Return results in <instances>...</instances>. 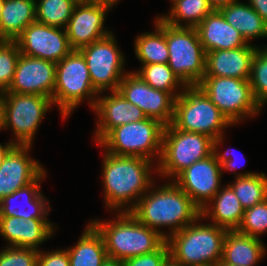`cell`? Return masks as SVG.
I'll return each instance as SVG.
<instances>
[{
	"label": "cell",
	"instance_id": "1",
	"mask_svg": "<svg viewBox=\"0 0 267 266\" xmlns=\"http://www.w3.org/2000/svg\"><path fill=\"white\" fill-rule=\"evenodd\" d=\"M102 159L103 204L111 213L130 212L150 186L159 181L154 177L157 176V165L151 160L117 156L106 151Z\"/></svg>",
	"mask_w": 267,
	"mask_h": 266
},
{
	"label": "cell",
	"instance_id": "2",
	"mask_svg": "<svg viewBox=\"0 0 267 266\" xmlns=\"http://www.w3.org/2000/svg\"><path fill=\"white\" fill-rule=\"evenodd\" d=\"M158 183L155 181L150 186L130 213L168 239L193 223L201 215V210L174 181Z\"/></svg>",
	"mask_w": 267,
	"mask_h": 266
},
{
	"label": "cell",
	"instance_id": "3",
	"mask_svg": "<svg viewBox=\"0 0 267 266\" xmlns=\"http://www.w3.org/2000/svg\"><path fill=\"white\" fill-rule=\"evenodd\" d=\"M112 218L90 223L103 237L108 258L126 259L156 251L166 239L140 223L130 212H113Z\"/></svg>",
	"mask_w": 267,
	"mask_h": 266
},
{
	"label": "cell",
	"instance_id": "4",
	"mask_svg": "<svg viewBox=\"0 0 267 266\" xmlns=\"http://www.w3.org/2000/svg\"><path fill=\"white\" fill-rule=\"evenodd\" d=\"M204 222L200 215L193 223L166 239L170 257L175 262L184 266H215L222 259L228 230Z\"/></svg>",
	"mask_w": 267,
	"mask_h": 266
},
{
	"label": "cell",
	"instance_id": "5",
	"mask_svg": "<svg viewBox=\"0 0 267 266\" xmlns=\"http://www.w3.org/2000/svg\"><path fill=\"white\" fill-rule=\"evenodd\" d=\"M52 98L3 92L0 94V131L10 130L15 145H33L35 135L48 112L54 108Z\"/></svg>",
	"mask_w": 267,
	"mask_h": 266
},
{
	"label": "cell",
	"instance_id": "6",
	"mask_svg": "<svg viewBox=\"0 0 267 266\" xmlns=\"http://www.w3.org/2000/svg\"><path fill=\"white\" fill-rule=\"evenodd\" d=\"M98 95L92 85L86 60L79 50H72L56 63L52 101L63 120L70 118L85 101L92 111Z\"/></svg>",
	"mask_w": 267,
	"mask_h": 266
},
{
	"label": "cell",
	"instance_id": "7",
	"mask_svg": "<svg viewBox=\"0 0 267 266\" xmlns=\"http://www.w3.org/2000/svg\"><path fill=\"white\" fill-rule=\"evenodd\" d=\"M213 141L205 134L183 131L172 124L165 126L157 178L173 181L194 162L212 155Z\"/></svg>",
	"mask_w": 267,
	"mask_h": 266
},
{
	"label": "cell",
	"instance_id": "8",
	"mask_svg": "<svg viewBox=\"0 0 267 266\" xmlns=\"http://www.w3.org/2000/svg\"><path fill=\"white\" fill-rule=\"evenodd\" d=\"M175 128L205 134L214 140L233 127L221 111L197 86H186L175 99L174 116L171 123Z\"/></svg>",
	"mask_w": 267,
	"mask_h": 266
},
{
	"label": "cell",
	"instance_id": "9",
	"mask_svg": "<svg viewBox=\"0 0 267 266\" xmlns=\"http://www.w3.org/2000/svg\"><path fill=\"white\" fill-rule=\"evenodd\" d=\"M165 126L156 119L124 124L112 129L98 144L117 156H137L158 163Z\"/></svg>",
	"mask_w": 267,
	"mask_h": 266
},
{
	"label": "cell",
	"instance_id": "10",
	"mask_svg": "<svg viewBox=\"0 0 267 266\" xmlns=\"http://www.w3.org/2000/svg\"><path fill=\"white\" fill-rule=\"evenodd\" d=\"M198 86L233 126L263 112L253 97L250 81L230 77L204 76Z\"/></svg>",
	"mask_w": 267,
	"mask_h": 266
},
{
	"label": "cell",
	"instance_id": "11",
	"mask_svg": "<svg viewBox=\"0 0 267 266\" xmlns=\"http://www.w3.org/2000/svg\"><path fill=\"white\" fill-rule=\"evenodd\" d=\"M169 50L168 65L185 86H197L206 71V52L196 28L177 27L165 22Z\"/></svg>",
	"mask_w": 267,
	"mask_h": 266
},
{
	"label": "cell",
	"instance_id": "12",
	"mask_svg": "<svg viewBox=\"0 0 267 266\" xmlns=\"http://www.w3.org/2000/svg\"><path fill=\"white\" fill-rule=\"evenodd\" d=\"M117 36H108L79 49L84 56L90 79L98 92L117 91L126 70V57L118 46Z\"/></svg>",
	"mask_w": 267,
	"mask_h": 266
},
{
	"label": "cell",
	"instance_id": "13",
	"mask_svg": "<svg viewBox=\"0 0 267 266\" xmlns=\"http://www.w3.org/2000/svg\"><path fill=\"white\" fill-rule=\"evenodd\" d=\"M125 99L139 107L147 118L170 125L174 116L175 98L168 92L152 88L135 72L124 75L117 90Z\"/></svg>",
	"mask_w": 267,
	"mask_h": 266
},
{
	"label": "cell",
	"instance_id": "14",
	"mask_svg": "<svg viewBox=\"0 0 267 266\" xmlns=\"http://www.w3.org/2000/svg\"><path fill=\"white\" fill-rule=\"evenodd\" d=\"M15 42L21 54L55 63L60 62L73 50L65 28L37 21L28 25Z\"/></svg>",
	"mask_w": 267,
	"mask_h": 266
},
{
	"label": "cell",
	"instance_id": "15",
	"mask_svg": "<svg viewBox=\"0 0 267 266\" xmlns=\"http://www.w3.org/2000/svg\"><path fill=\"white\" fill-rule=\"evenodd\" d=\"M222 168L214 154L194 162L173 181L191 198L201 210L220 190Z\"/></svg>",
	"mask_w": 267,
	"mask_h": 266
},
{
	"label": "cell",
	"instance_id": "16",
	"mask_svg": "<svg viewBox=\"0 0 267 266\" xmlns=\"http://www.w3.org/2000/svg\"><path fill=\"white\" fill-rule=\"evenodd\" d=\"M110 11L108 6L79 0L65 28L71 48L79 50L111 34L113 30L105 27Z\"/></svg>",
	"mask_w": 267,
	"mask_h": 266
},
{
	"label": "cell",
	"instance_id": "17",
	"mask_svg": "<svg viewBox=\"0 0 267 266\" xmlns=\"http://www.w3.org/2000/svg\"><path fill=\"white\" fill-rule=\"evenodd\" d=\"M96 115L93 141L98 144L112 129L146 119L143 111L118 91L101 92L92 110Z\"/></svg>",
	"mask_w": 267,
	"mask_h": 266
},
{
	"label": "cell",
	"instance_id": "18",
	"mask_svg": "<svg viewBox=\"0 0 267 266\" xmlns=\"http://www.w3.org/2000/svg\"><path fill=\"white\" fill-rule=\"evenodd\" d=\"M31 145H15L0 165V201L7 195L35 181L45 170L31 157Z\"/></svg>",
	"mask_w": 267,
	"mask_h": 266
},
{
	"label": "cell",
	"instance_id": "19",
	"mask_svg": "<svg viewBox=\"0 0 267 266\" xmlns=\"http://www.w3.org/2000/svg\"><path fill=\"white\" fill-rule=\"evenodd\" d=\"M56 76V63L20 54L14 79L8 91L52 98Z\"/></svg>",
	"mask_w": 267,
	"mask_h": 266
},
{
	"label": "cell",
	"instance_id": "20",
	"mask_svg": "<svg viewBox=\"0 0 267 266\" xmlns=\"http://www.w3.org/2000/svg\"><path fill=\"white\" fill-rule=\"evenodd\" d=\"M45 170L35 181L7 195L0 201V217L19 219H48L52 211L50 200L42 192V182L47 179Z\"/></svg>",
	"mask_w": 267,
	"mask_h": 266
},
{
	"label": "cell",
	"instance_id": "21",
	"mask_svg": "<svg viewBox=\"0 0 267 266\" xmlns=\"http://www.w3.org/2000/svg\"><path fill=\"white\" fill-rule=\"evenodd\" d=\"M258 48L262 45L248 43L236 49L207 52L205 76L249 80L251 61Z\"/></svg>",
	"mask_w": 267,
	"mask_h": 266
},
{
	"label": "cell",
	"instance_id": "22",
	"mask_svg": "<svg viewBox=\"0 0 267 266\" xmlns=\"http://www.w3.org/2000/svg\"><path fill=\"white\" fill-rule=\"evenodd\" d=\"M196 30L206 53L236 49L248 44L240 32L232 27L218 10L209 13Z\"/></svg>",
	"mask_w": 267,
	"mask_h": 266
},
{
	"label": "cell",
	"instance_id": "23",
	"mask_svg": "<svg viewBox=\"0 0 267 266\" xmlns=\"http://www.w3.org/2000/svg\"><path fill=\"white\" fill-rule=\"evenodd\" d=\"M262 240L237 230H228L223 243L222 260L234 266H258L267 255V246Z\"/></svg>",
	"mask_w": 267,
	"mask_h": 266
},
{
	"label": "cell",
	"instance_id": "24",
	"mask_svg": "<svg viewBox=\"0 0 267 266\" xmlns=\"http://www.w3.org/2000/svg\"><path fill=\"white\" fill-rule=\"evenodd\" d=\"M244 212L237 196L226 183L201 209V216L211 224L227 230H237Z\"/></svg>",
	"mask_w": 267,
	"mask_h": 266
},
{
	"label": "cell",
	"instance_id": "25",
	"mask_svg": "<svg viewBox=\"0 0 267 266\" xmlns=\"http://www.w3.org/2000/svg\"><path fill=\"white\" fill-rule=\"evenodd\" d=\"M219 11L225 20L240 32L247 43L254 44L253 40L267 38V24L247 2L235 0Z\"/></svg>",
	"mask_w": 267,
	"mask_h": 266
},
{
	"label": "cell",
	"instance_id": "26",
	"mask_svg": "<svg viewBox=\"0 0 267 266\" xmlns=\"http://www.w3.org/2000/svg\"><path fill=\"white\" fill-rule=\"evenodd\" d=\"M36 21V0H4L0 15V41H15Z\"/></svg>",
	"mask_w": 267,
	"mask_h": 266
},
{
	"label": "cell",
	"instance_id": "27",
	"mask_svg": "<svg viewBox=\"0 0 267 266\" xmlns=\"http://www.w3.org/2000/svg\"><path fill=\"white\" fill-rule=\"evenodd\" d=\"M65 248L70 266H102L108 258L103 237L90 222L86 224L76 244Z\"/></svg>",
	"mask_w": 267,
	"mask_h": 266
},
{
	"label": "cell",
	"instance_id": "28",
	"mask_svg": "<svg viewBox=\"0 0 267 266\" xmlns=\"http://www.w3.org/2000/svg\"><path fill=\"white\" fill-rule=\"evenodd\" d=\"M153 32H141L134 39V54L140 65L168 63L169 50L165 37V22L157 15Z\"/></svg>",
	"mask_w": 267,
	"mask_h": 266
},
{
	"label": "cell",
	"instance_id": "29",
	"mask_svg": "<svg viewBox=\"0 0 267 266\" xmlns=\"http://www.w3.org/2000/svg\"><path fill=\"white\" fill-rule=\"evenodd\" d=\"M169 11L158 16L177 27L196 28L213 11L207 0H174Z\"/></svg>",
	"mask_w": 267,
	"mask_h": 266
},
{
	"label": "cell",
	"instance_id": "30",
	"mask_svg": "<svg viewBox=\"0 0 267 266\" xmlns=\"http://www.w3.org/2000/svg\"><path fill=\"white\" fill-rule=\"evenodd\" d=\"M234 179L227 185L233 190L244 210L267 199V174L258 172Z\"/></svg>",
	"mask_w": 267,
	"mask_h": 266
},
{
	"label": "cell",
	"instance_id": "31",
	"mask_svg": "<svg viewBox=\"0 0 267 266\" xmlns=\"http://www.w3.org/2000/svg\"><path fill=\"white\" fill-rule=\"evenodd\" d=\"M135 72L152 88L170 93L175 99L186 87L174 74L167 63L140 65Z\"/></svg>",
	"mask_w": 267,
	"mask_h": 266
},
{
	"label": "cell",
	"instance_id": "32",
	"mask_svg": "<svg viewBox=\"0 0 267 266\" xmlns=\"http://www.w3.org/2000/svg\"><path fill=\"white\" fill-rule=\"evenodd\" d=\"M79 0H36V21L66 28Z\"/></svg>",
	"mask_w": 267,
	"mask_h": 266
},
{
	"label": "cell",
	"instance_id": "33",
	"mask_svg": "<svg viewBox=\"0 0 267 266\" xmlns=\"http://www.w3.org/2000/svg\"><path fill=\"white\" fill-rule=\"evenodd\" d=\"M49 219L22 218L21 247L41 250L43 243L55 236L58 227Z\"/></svg>",
	"mask_w": 267,
	"mask_h": 266
},
{
	"label": "cell",
	"instance_id": "34",
	"mask_svg": "<svg viewBox=\"0 0 267 266\" xmlns=\"http://www.w3.org/2000/svg\"><path fill=\"white\" fill-rule=\"evenodd\" d=\"M250 86L262 109L267 105V45L258 48L251 61Z\"/></svg>",
	"mask_w": 267,
	"mask_h": 266
},
{
	"label": "cell",
	"instance_id": "35",
	"mask_svg": "<svg viewBox=\"0 0 267 266\" xmlns=\"http://www.w3.org/2000/svg\"><path fill=\"white\" fill-rule=\"evenodd\" d=\"M227 135H222L218 138H216L213 141V154L216 158V160L218 161V163L221 165L222 168V174H225L224 172L229 171L230 173H232L233 177H240V176H248V175H253L257 172L254 171H238L236 172V170L243 168L244 166V162L246 161L245 155L241 154L238 151L235 150V148H229V149H225L224 151H222V145H224L225 139H226ZM236 151V153H235ZM239 152V153H238ZM242 156H241V155ZM244 161V162H243ZM243 163V164H242Z\"/></svg>",
	"mask_w": 267,
	"mask_h": 266
},
{
	"label": "cell",
	"instance_id": "36",
	"mask_svg": "<svg viewBox=\"0 0 267 266\" xmlns=\"http://www.w3.org/2000/svg\"><path fill=\"white\" fill-rule=\"evenodd\" d=\"M20 54L15 41H0V94L12 84Z\"/></svg>",
	"mask_w": 267,
	"mask_h": 266
},
{
	"label": "cell",
	"instance_id": "37",
	"mask_svg": "<svg viewBox=\"0 0 267 266\" xmlns=\"http://www.w3.org/2000/svg\"><path fill=\"white\" fill-rule=\"evenodd\" d=\"M237 231L258 239L267 233V199L245 210Z\"/></svg>",
	"mask_w": 267,
	"mask_h": 266
},
{
	"label": "cell",
	"instance_id": "38",
	"mask_svg": "<svg viewBox=\"0 0 267 266\" xmlns=\"http://www.w3.org/2000/svg\"><path fill=\"white\" fill-rule=\"evenodd\" d=\"M38 254L37 249L5 246L0 249V266H37Z\"/></svg>",
	"mask_w": 267,
	"mask_h": 266
},
{
	"label": "cell",
	"instance_id": "39",
	"mask_svg": "<svg viewBox=\"0 0 267 266\" xmlns=\"http://www.w3.org/2000/svg\"><path fill=\"white\" fill-rule=\"evenodd\" d=\"M169 257L170 250L165 241L156 251L126 259L122 263L123 266H163Z\"/></svg>",
	"mask_w": 267,
	"mask_h": 266
},
{
	"label": "cell",
	"instance_id": "40",
	"mask_svg": "<svg viewBox=\"0 0 267 266\" xmlns=\"http://www.w3.org/2000/svg\"><path fill=\"white\" fill-rule=\"evenodd\" d=\"M22 219L17 217H0V236L6 241L4 246L21 247Z\"/></svg>",
	"mask_w": 267,
	"mask_h": 266
},
{
	"label": "cell",
	"instance_id": "41",
	"mask_svg": "<svg viewBox=\"0 0 267 266\" xmlns=\"http://www.w3.org/2000/svg\"><path fill=\"white\" fill-rule=\"evenodd\" d=\"M37 266H70L66 248L44 251L41 249L37 257Z\"/></svg>",
	"mask_w": 267,
	"mask_h": 266
},
{
	"label": "cell",
	"instance_id": "42",
	"mask_svg": "<svg viewBox=\"0 0 267 266\" xmlns=\"http://www.w3.org/2000/svg\"><path fill=\"white\" fill-rule=\"evenodd\" d=\"M267 24V0H246Z\"/></svg>",
	"mask_w": 267,
	"mask_h": 266
},
{
	"label": "cell",
	"instance_id": "43",
	"mask_svg": "<svg viewBox=\"0 0 267 266\" xmlns=\"http://www.w3.org/2000/svg\"><path fill=\"white\" fill-rule=\"evenodd\" d=\"M15 146L10 140L5 143H0V165L3 163L8 152Z\"/></svg>",
	"mask_w": 267,
	"mask_h": 266
},
{
	"label": "cell",
	"instance_id": "44",
	"mask_svg": "<svg viewBox=\"0 0 267 266\" xmlns=\"http://www.w3.org/2000/svg\"><path fill=\"white\" fill-rule=\"evenodd\" d=\"M213 10H220L235 0H207Z\"/></svg>",
	"mask_w": 267,
	"mask_h": 266
},
{
	"label": "cell",
	"instance_id": "45",
	"mask_svg": "<svg viewBox=\"0 0 267 266\" xmlns=\"http://www.w3.org/2000/svg\"><path fill=\"white\" fill-rule=\"evenodd\" d=\"M84 1L90 3L102 4L113 9V7L115 8V6H118L117 4L122 0H84Z\"/></svg>",
	"mask_w": 267,
	"mask_h": 266
},
{
	"label": "cell",
	"instance_id": "46",
	"mask_svg": "<svg viewBox=\"0 0 267 266\" xmlns=\"http://www.w3.org/2000/svg\"><path fill=\"white\" fill-rule=\"evenodd\" d=\"M102 266H123V263L121 260L107 258Z\"/></svg>",
	"mask_w": 267,
	"mask_h": 266
},
{
	"label": "cell",
	"instance_id": "47",
	"mask_svg": "<svg viewBox=\"0 0 267 266\" xmlns=\"http://www.w3.org/2000/svg\"><path fill=\"white\" fill-rule=\"evenodd\" d=\"M163 266H184L180 263L175 262L171 257L167 259Z\"/></svg>",
	"mask_w": 267,
	"mask_h": 266
},
{
	"label": "cell",
	"instance_id": "48",
	"mask_svg": "<svg viewBox=\"0 0 267 266\" xmlns=\"http://www.w3.org/2000/svg\"><path fill=\"white\" fill-rule=\"evenodd\" d=\"M215 266H234L228 263H225L222 259Z\"/></svg>",
	"mask_w": 267,
	"mask_h": 266
},
{
	"label": "cell",
	"instance_id": "49",
	"mask_svg": "<svg viewBox=\"0 0 267 266\" xmlns=\"http://www.w3.org/2000/svg\"><path fill=\"white\" fill-rule=\"evenodd\" d=\"M3 4H4V0H0V15L2 12Z\"/></svg>",
	"mask_w": 267,
	"mask_h": 266
}]
</instances>
